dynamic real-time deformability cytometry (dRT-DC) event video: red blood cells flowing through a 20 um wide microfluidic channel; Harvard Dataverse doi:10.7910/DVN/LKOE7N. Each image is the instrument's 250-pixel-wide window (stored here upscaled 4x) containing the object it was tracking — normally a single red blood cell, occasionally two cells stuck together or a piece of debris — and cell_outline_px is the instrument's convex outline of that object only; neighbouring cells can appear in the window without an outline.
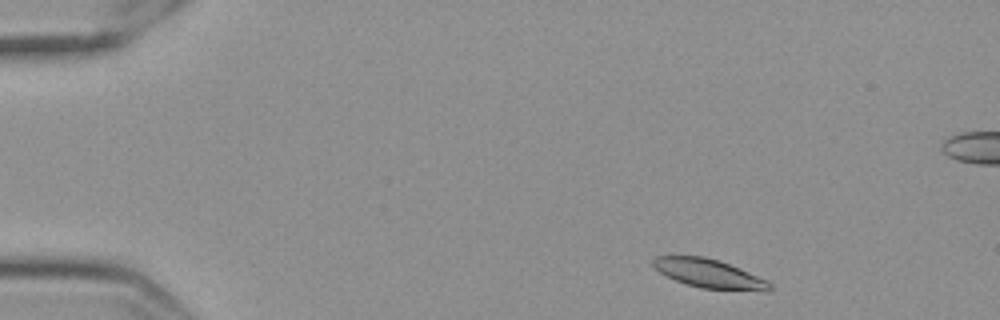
{"species": "Egyptian fruit bat (a non-hibernating species)", "species_latin": "Rousettus aegyptiacus", "temperature_condition": "cold", "stored_images_in_passage": 54, "segment_of_instrument_passage": [1, 2], "camera_frame_rate_fps": 3000, "um_per_image_px": 0.085, "frame": {"image": 1, "passage_image": 3, "time_ms": 0.667, "image_size_px": [1000, 320], "cell_outline_px": [[772, 292], [764, 292], [700, 288], [676, 280], [660, 272], [652, 264], [652, 260], [656, 256], [704, 256], [720, 260], [740, 268], [768, 280], [772, 284]], "centroid_in_image_um": [60.37, 23.27], "position_along_channel_um": 24.6, "area_um2": 19.83}}
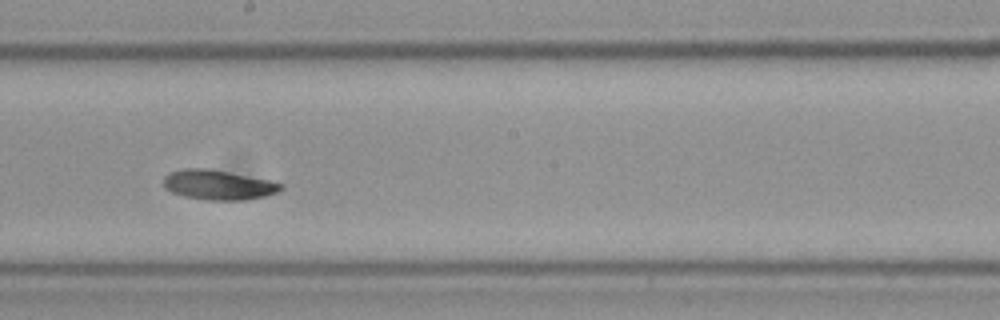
{"frame": {"image": 2, "passage_image": 28, "time_ms": 9.0, "image_size_px": [1000, 320], "cell_outline_px": [[284, 188], [280, 192], [268, 196], [244, 200], [204, 200], [184, 196], [172, 192], [164, 188], [164, 176], [168, 172], [184, 168], [208, 168], [268, 180], [284, 184]], "centroid_in_image_um": [18.57, 15.72], "position_along_channel_um": 229.6, "area_um2": 20.58}}
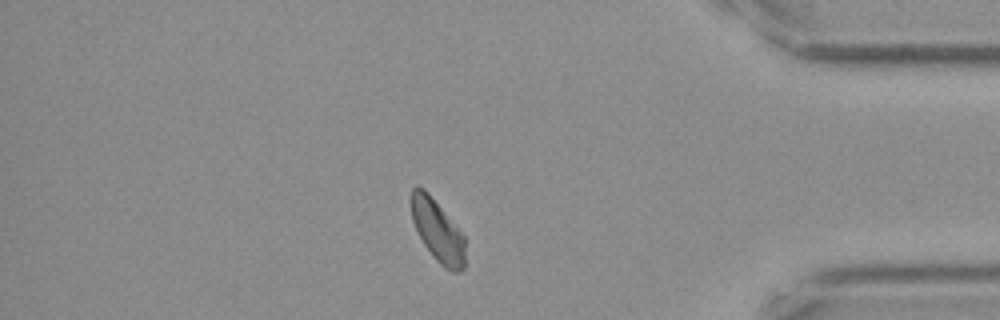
{"frame": {"image": 3, "passage_image": 45, "time_ms": 14.667, "image_size_px": [1000, 320], "cell_outline_px": [[464, 268], [460, 272], [452, 272], [444, 268], [436, 260], [424, 244], [412, 220], [408, 200], [412, 188], [416, 184], [424, 188], [428, 192], [464, 236]], "centroid_in_image_um": [37.14, 19.57], "position_along_channel_um": 398.1, "area_um2": 19.54}}